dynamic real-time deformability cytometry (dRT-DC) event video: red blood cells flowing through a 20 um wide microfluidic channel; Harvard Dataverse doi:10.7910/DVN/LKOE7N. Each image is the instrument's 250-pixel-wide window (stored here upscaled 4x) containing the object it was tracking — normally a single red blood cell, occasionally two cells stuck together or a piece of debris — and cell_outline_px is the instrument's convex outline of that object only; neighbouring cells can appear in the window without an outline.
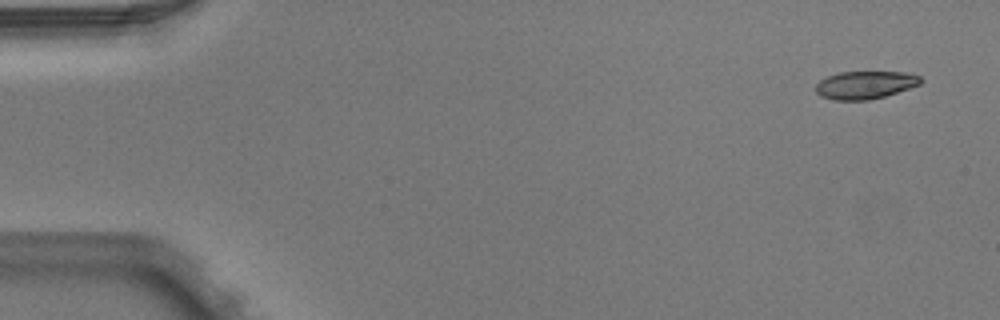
{"species": "Egyptian fruit bat (a non-hibernating species)", "species_latin": "Rousettus aegyptiacus", "temperature_condition": "warm", "stored_images_in_passage": 4, "camera_frame_rate_fps": 3000, "um_per_image_px": 0.085, "animal": {"sex": "male"}, "frame": {"image": 1, "passage_image": 1, "time_ms": 0.0, "image_size_px": [1000, 320], "cell_outline_px": [[924, 80], [920, 84], [884, 96], [868, 100], [832, 100], [820, 96], [816, 92], [816, 84], [820, 80], [828, 76], [840, 72], [904, 72], [920, 76]], "centroid_in_image_um": [73.52, 7.22], "position_along_channel_um": 11.5, "area_um2": 16.94}}
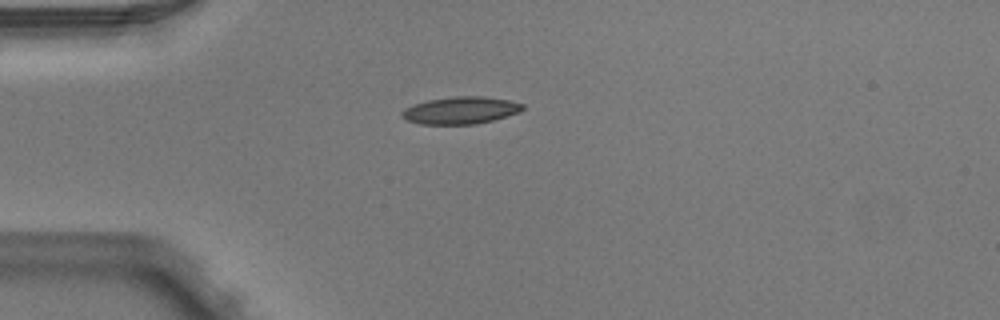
{"frame": {"image": 2, "passage_image": 4, "time_ms": 1.0, "image_size_px": [1000, 320], "cell_outline_px": [[524, 108], [520, 112], [492, 120], [476, 124], [420, 124], [408, 120], [400, 116], [400, 112], [404, 108], [428, 100], [456, 96], [484, 96], [508, 100], [524, 104]], "centroid_in_image_um": [39.15, 9.38], "position_along_channel_um": 45.8, "area_um2": 19.07}}